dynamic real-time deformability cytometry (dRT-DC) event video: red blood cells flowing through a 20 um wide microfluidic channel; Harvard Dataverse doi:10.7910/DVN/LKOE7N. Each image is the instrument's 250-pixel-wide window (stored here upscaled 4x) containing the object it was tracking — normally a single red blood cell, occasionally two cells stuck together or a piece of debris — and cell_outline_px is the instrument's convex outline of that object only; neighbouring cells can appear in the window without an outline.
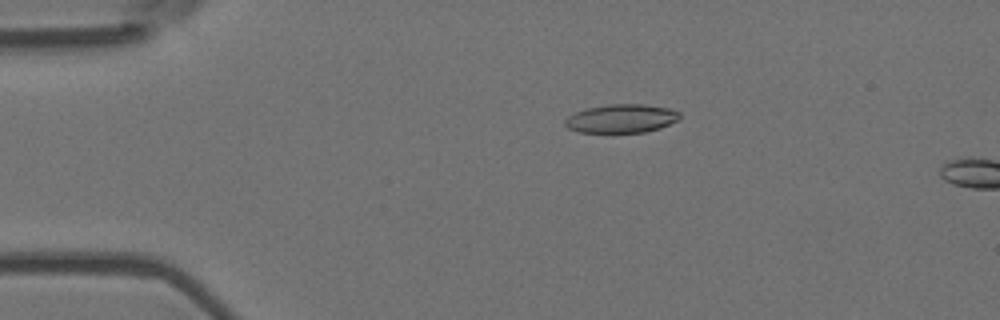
{"species": "Egyptian fruit bat (a non-hibernating species)", "species_latin": "Rousettus aegyptiacus", "temperature_condition": "room temperature", "stored_images_in_passage": 5, "camera_frame_rate_fps": 3000, "um_per_image_px": 0.085, "animal": {"sex": "female"}, "frame": {"image": 1, "passage_image": 1, "time_ms": 0.0, "image_size_px": [1000, 320], "cell_outline_px": [[680, 120], [660, 128], [644, 132], [612, 136], [576, 132], [568, 128], [564, 124], [564, 120], [568, 116], [576, 112], [588, 108], [608, 104], [644, 104], [672, 108], [680, 112]], "centroid_in_image_um": [52.81, 10.13], "position_along_channel_um": 32.2, "area_um2": 20.23}}